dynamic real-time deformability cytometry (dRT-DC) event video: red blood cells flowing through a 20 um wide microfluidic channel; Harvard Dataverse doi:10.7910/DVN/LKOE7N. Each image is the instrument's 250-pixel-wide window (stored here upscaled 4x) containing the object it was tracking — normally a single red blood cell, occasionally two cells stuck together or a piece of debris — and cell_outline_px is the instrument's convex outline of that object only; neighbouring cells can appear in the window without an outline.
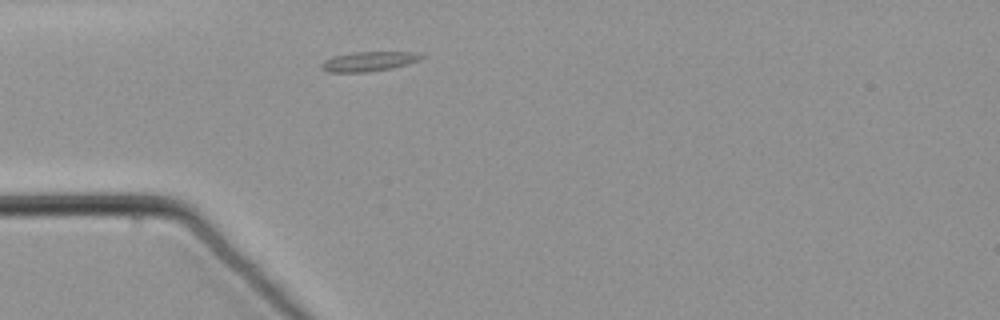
{"species": "common noctule bat (a hibernating species)", "species_latin": "Nyctalus noctula", "temperature_condition": "warm", "stored_images_in_passage": 20, "segment_of_instrument_passage": [1, 2], "camera_frame_rate_fps": 3000, "um_per_image_px": 0.085, "animal": {"sex": "male", "body_mass_g": 21.5, "forearm_length_mm": 52.0}, "frame": {"image": 1, "passage_image": 1, "time_ms": 0.0, "image_size_px": [1000, 320], "cell_outline_px": [[428, 56], [408, 64], [392, 68], [368, 72], [328, 72], [320, 68], [320, 64], [324, 60], [332, 56], [352, 52], [412, 52]], "centroid_in_image_um": [31.32, 5.22], "position_along_channel_um": 53.7, "area_um2": 11.56}}
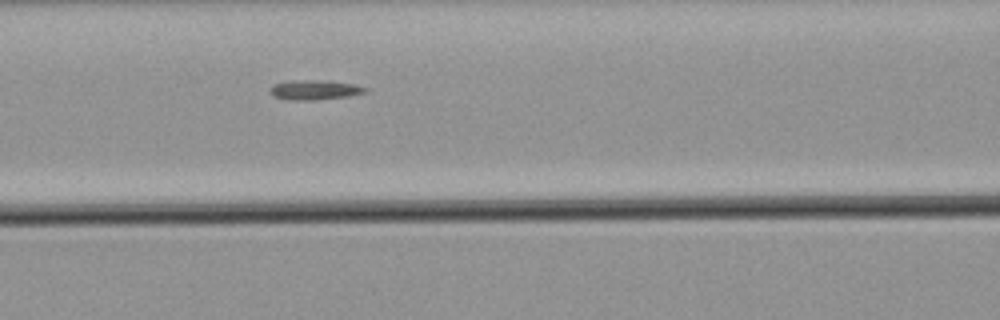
{"frame": {"image": 2, "passage_image": 9, "time_ms": 2.667, "image_size_px": [1000, 320], "cell_outline_px": [[368, 92], [348, 96], [308, 100], [292, 100], [272, 96], [272, 88], [276, 84], [292, 80], [312, 80], [356, 84], [368, 88]], "centroid_in_image_um": [26.8, 7.64], "position_along_channel_um": 139.8, "area_um2": 10.58}}
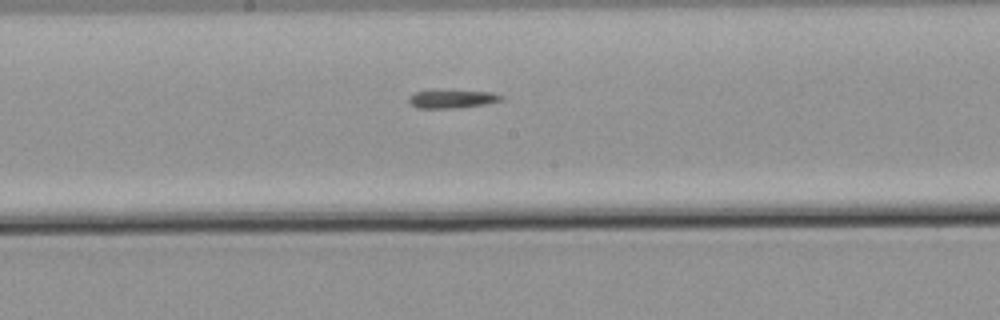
{"frame": {"image": 3, "passage_image": 15, "time_ms": 4.667, "image_size_px": [1000, 320], "cell_outline_px": [[504, 100], [488, 104], [460, 108], [416, 108], [408, 100], [408, 96], [416, 92], [428, 88], [432, 88], [492, 92], [504, 96]], "centroid_in_image_um": [38.43, 8.37], "position_along_channel_um": 209.8, "area_um2": 10.64}}